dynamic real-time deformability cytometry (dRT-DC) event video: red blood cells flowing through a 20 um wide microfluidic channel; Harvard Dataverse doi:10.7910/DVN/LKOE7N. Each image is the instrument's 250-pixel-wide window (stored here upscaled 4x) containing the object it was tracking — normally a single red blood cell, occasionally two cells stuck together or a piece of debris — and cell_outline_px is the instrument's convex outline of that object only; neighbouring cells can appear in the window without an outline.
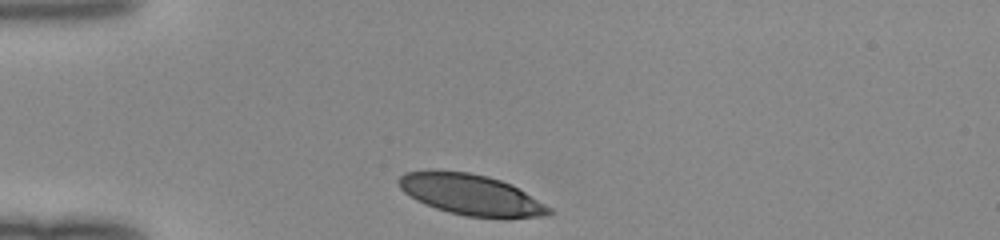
{"species": "human", "species_latin": "Homo sapiens", "temperature_condition": "room temperature", "stored_images_in_passage": 29, "camera_frame_rate_fps": 3000, "um_per_image_px": 0.085, "donor": {"sex": "female"}, "frame": {"image": 1, "passage_image": 1, "time_ms": 0.0, "image_size_px": [1000, 240], "cell_outline_px": [[552, 212], [544, 216], [468, 216], [448, 212], [424, 204], [416, 200], [404, 192], [400, 188], [396, 180], [404, 172], [468, 172], [488, 176], [512, 184], [552, 208]], "centroid_in_image_um": [40.0, 16.54], "position_along_channel_um": 45.0, "area_um2": 34.74}}
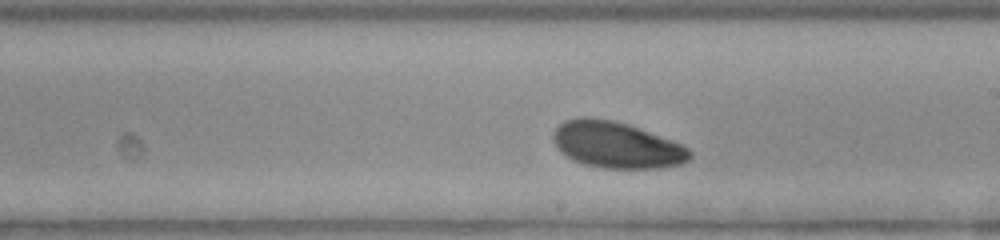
{"frame": {"image": 2, "passage_image": 17, "time_ms": 5.333, "image_size_px": [1000, 240], "cell_outline_px": [[692, 156], [688, 160], [680, 164], [660, 168], [600, 168], [584, 164], [572, 160], [560, 152], [556, 148], [552, 140], [552, 132], [564, 120], [580, 116], [584, 116], [612, 120], [628, 124], [672, 140], [688, 148], [692, 152]], "centroid_in_image_um": [52.35, 12.31], "position_along_channel_um": 236.6, "area_um2": 37.17}}
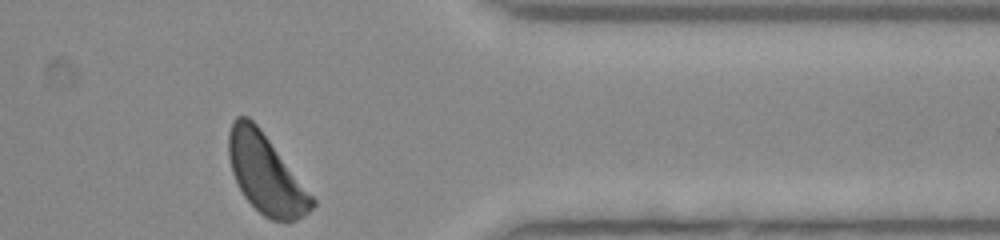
{"frame": {"image": 3, "passage_image": 29, "time_ms": 9.333, "image_size_px": [1000, 240], "cell_outline_px": [[316, 204], [308, 212], [296, 220], [272, 220], [264, 216], [244, 196], [232, 172], [228, 156], [228, 132], [232, 120], [236, 116], [248, 116], [260, 128], [316, 200]], "centroid_in_image_um": [22.57, 14.75], "position_along_channel_um": 388.8, "area_um2": 37.92}}